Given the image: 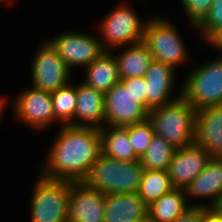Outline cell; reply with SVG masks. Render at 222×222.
I'll use <instances>...</instances> for the list:
<instances>
[{
    "instance_id": "6da1fadb",
    "label": "cell",
    "mask_w": 222,
    "mask_h": 222,
    "mask_svg": "<svg viewBox=\"0 0 222 222\" xmlns=\"http://www.w3.org/2000/svg\"><path fill=\"white\" fill-rule=\"evenodd\" d=\"M40 174L49 179L83 181L101 154L98 128L61 125Z\"/></svg>"
},
{
    "instance_id": "7a4b0ae2",
    "label": "cell",
    "mask_w": 222,
    "mask_h": 222,
    "mask_svg": "<svg viewBox=\"0 0 222 222\" xmlns=\"http://www.w3.org/2000/svg\"><path fill=\"white\" fill-rule=\"evenodd\" d=\"M196 114L194 107L181 96L174 102L151 109L147 119L156 136L181 148L195 142Z\"/></svg>"
},
{
    "instance_id": "3957f363",
    "label": "cell",
    "mask_w": 222,
    "mask_h": 222,
    "mask_svg": "<svg viewBox=\"0 0 222 222\" xmlns=\"http://www.w3.org/2000/svg\"><path fill=\"white\" fill-rule=\"evenodd\" d=\"M142 173L140 160L121 161L100 154L83 182L104 195L137 193Z\"/></svg>"
},
{
    "instance_id": "277c9868",
    "label": "cell",
    "mask_w": 222,
    "mask_h": 222,
    "mask_svg": "<svg viewBox=\"0 0 222 222\" xmlns=\"http://www.w3.org/2000/svg\"><path fill=\"white\" fill-rule=\"evenodd\" d=\"M35 180L31 196L30 222H67L70 181L43 177Z\"/></svg>"
},
{
    "instance_id": "5b68a950",
    "label": "cell",
    "mask_w": 222,
    "mask_h": 222,
    "mask_svg": "<svg viewBox=\"0 0 222 222\" xmlns=\"http://www.w3.org/2000/svg\"><path fill=\"white\" fill-rule=\"evenodd\" d=\"M203 63L190 70L182 86V96L196 111L222 105V57Z\"/></svg>"
},
{
    "instance_id": "8992f818",
    "label": "cell",
    "mask_w": 222,
    "mask_h": 222,
    "mask_svg": "<svg viewBox=\"0 0 222 222\" xmlns=\"http://www.w3.org/2000/svg\"><path fill=\"white\" fill-rule=\"evenodd\" d=\"M182 38L175 24L165 18L156 17L148 19L143 42L153 60L177 69V66L189 61L190 56Z\"/></svg>"
},
{
    "instance_id": "52a82bcc",
    "label": "cell",
    "mask_w": 222,
    "mask_h": 222,
    "mask_svg": "<svg viewBox=\"0 0 222 222\" xmlns=\"http://www.w3.org/2000/svg\"><path fill=\"white\" fill-rule=\"evenodd\" d=\"M129 5L118 4L99 23L98 32L102 35L100 40L106 51L143 42L147 21L142 22L141 17Z\"/></svg>"
},
{
    "instance_id": "ba28073f",
    "label": "cell",
    "mask_w": 222,
    "mask_h": 222,
    "mask_svg": "<svg viewBox=\"0 0 222 222\" xmlns=\"http://www.w3.org/2000/svg\"><path fill=\"white\" fill-rule=\"evenodd\" d=\"M35 54L30 73L33 88L54 92L70 83L72 70L48 41L40 44Z\"/></svg>"
},
{
    "instance_id": "9c48e42d",
    "label": "cell",
    "mask_w": 222,
    "mask_h": 222,
    "mask_svg": "<svg viewBox=\"0 0 222 222\" xmlns=\"http://www.w3.org/2000/svg\"><path fill=\"white\" fill-rule=\"evenodd\" d=\"M47 41L70 70L73 67L86 68L106 51L98 37L77 31L63 32Z\"/></svg>"
},
{
    "instance_id": "30bf717a",
    "label": "cell",
    "mask_w": 222,
    "mask_h": 222,
    "mask_svg": "<svg viewBox=\"0 0 222 222\" xmlns=\"http://www.w3.org/2000/svg\"><path fill=\"white\" fill-rule=\"evenodd\" d=\"M105 125L128 126L147 120L149 110L119 81L104 95Z\"/></svg>"
},
{
    "instance_id": "8fae6325",
    "label": "cell",
    "mask_w": 222,
    "mask_h": 222,
    "mask_svg": "<svg viewBox=\"0 0 222 222\" xmlns=\"http://www.w3.org/2000/svg\"><path fill=\"white\" fill-rule=\"evenodd\" d=\"M29 89L23 90L15 97L13 116L35 131L57 123L54 119L51 92L33 87Z\"/></svg>"
},
{
    "instance_id": "7c38bea8",
    "label": "cell",
    "mask_w": 222,
    "mask_h": 222,
    "mask_svg": "<svg viewBox=\"0 0 222 222\" xmlns=\"http://www.w3.org/2000/svg\"><path fill=\"white\" fill-rule=\"evenodd\" d=\"M212 155L197 143L176 148L168 166V174L175 188H185L206 167Z\"/></svg>"
},
{
    "instance_id": "4fadbf2b",
    "label": "cell",
    "mask_w": 222,
    "mask_h": 222,
    "mask_svg": "<svg viewBox=\"0 0 222 222\" xmlns=\"http://www.w3.org/2000/svg\"><path fill=\"white\" fill-rule=\"evenodd\" d=\"M104 194L83 181L70 182L68 222H104Z\"/></svg>"
},
{
    "instance_id": "5bb4252c",
    "label": "cell",
    "mask_w": 222,
    "mask_h": 222,
    "mask_svg": "<svg viewBox=\"0 0 222 222\" xmlns=\"http://www.w3.org/2000/svg\"><path fill=\"white\" fill-rule=\"evenodd\" d=\"M176 69L163 62L153 60L149 69L144 75L147 85V109L150 111L153 108L163 106L174 102L182 96V88L176 98L170 96L174 86V78Z\"/></svg>"
},
{
    "instance_id": "9a60e30c",
    "label": "cell",
    "mask_w": 222,
    "mask_h": 222,
    "mask_svg": "<svg viewBox=\"0 0 222 222\" xmlns=\"http://www.w3.org/2000/svg\"><path fill=\"white\" fill-rule=\"evenodd\" d=\"M184 189L187 199H211L207 204L197 202L193 206L214 207L222 197V157L212 156L205 169Z\"/></svg>"
},
{
    "instance_id": "2e32d148",
    "label": "cell",
    "mask_w": 222,
    "mask_h": 222,
    "mask_svg": "<svg viewBox=\"0 0 222 222\" xmlns=\"http://www.w3.org/2000/svg\"><path fill=\"white\" fill-rule=\"evenodd\" d=\"M104 222L148 221V205L137 193L104 195Z\"/></svg>"
},
{
    "instance_id": "e0dca14e",
    "label": "cell",
    "mask_w": 222,
    "mask_h": 222,
    "mask_svg": "<svg viewBox=\"0 0 222 222\" xmlns=\"http://www.w3.org/2000/svg\"><path fill=\"white\" fill-rule=\"evenodd\" d=\"M195 143L212 156L222 157V105L197 111Z\"/></svg>"
},
{
    "instance_id": "ac0fdd59",
    "label": "cell",
    "mask_w": 222,
    "mask_h": 222,
    "mask_svg": "<svg viewBox=\"0 0 222 222\" xmlns=\"http://www.w3.org/2000/svg\"><path fill=\"white\" fill-rule=\"evenodd\" d=\"M76 90L75 126L101 129L105 125L104 94L84 82L76 85Z\"/></svg>"
},
{
    "instance_id": "d6986e66",
    "label": "cell",
    "mask_w": 222,
    "mask_h": 222,
    "mask_svg": "<svg viewBox=\"0 0 222 222\" xmlns=\"http://www.w3.org/2000/svg\"><path fill=\"white\" fill-rule=\"evenodd\" d=\"M112 50L105 51L85 69V84L104 95L120 81L118 65Z\"/></svg>"
},
{
    "instance_id": "ffe728a7",
    "label": "cell",
    "mask_w": 222,
    "mask_h": 222,
    "mask_svg": "<svg viewBox=\"0 0 222 222\" xmlns=\"http://www.w3.org/2000/svg\"><path fill=\"white\" fill-rule=\"evenodd\" d=\"M115 58L120 80L144 77L153 61L152 54L144 42L126 46Z\"/></svg>"
},
{
    "instance_id": "44dd1931",
    "label": "cell",
    "mask_w": 222,
    "mask_h": 222,
    "mask_svg": "<svg viewBox=\"0 0 222 222\" xmlns=\"http://www.w3.org/2000/svg\"><path fill=\"white\" fill-rule=\"evenodd\" d=\"M185 189L174 188L148 206V222H173L189 209Z\"/></svg>"
},
{
    "instance_id": "7402d4cb",
    "label": "cell",
    "mask_w": 222,
    "mask_h": 222,
    "mask_svg": "<svg viewBox=\"0 0 222 222\" xmlns=\"http://www.w3.org/2000/svg\"><path fill=\"white\" fill-rule=\"evenodd\" d=\"M99 132L101 154L121 161L140 160L131 146L125 127L104 125Z\"/></svg>"
},
{
    "instance_id": "603a6c76",
    "label": "cell",
    "mask_w": 222,
    "mask_h": 222,
    "mask_svg": "<svg viewBox=\"0 0 222 222\" xmlns=\"http://www.w3.org/2000/svg\"><path fill=\"white\" fill-rule=\"evenodd\" d=\"M174 188L168 171L143 170L137 194L149 206Z\"/></svg>"
},
{
    "instance_id": "cb8c5ba5",
    "label": "cell",
    "mask_w": 222,
    "mask_h": 222,
    "mask_svg": "<svg viewBox=\"0 0 222 222\" xmlns=\"http://www.w3.org/2000/svg\"><path fill=\"white\" fill-rule=\"evenodd\" d=\"M54 119L61 125L75 126L77 104L76 86L70 82L66 86L51 92Z\"/></svg>"
},
{
    "instance_id": "d4e9b609",
    "label": "cell",
    "mask_w": 222,
    "mask_h": 222,
    "mask_svg": "<svg viewBox=\"0 0 222 222\" xmlns=\"http://www.w3.org/2000/svg\"><path fill=\"white\" fill-rule=\"evenodd\" d=\"M175 150L176 148L172 144L155 135L146 153L140 159L143 170L167 171Z\"/></svg>"
},
{
    "instance_id": "484cf974",
    "label": "cell",
    "mask_w": 222,
    "mask_h": 222,
    "mask_svg": "<svg viewBox=\"0 0 222 222\" xmlns=\"http://www.w3.org/2000/svg\"><path fill=\"white\" fill-rule=\"evenodd\" d=\"M124 127L128 131L129 140L136 156L141 159L155 136L152 124L147 119Z\"/></svg>"
},
{
    "instance_id": "4316f807",
    "label": "cell",
    "mask_w": 222,
    "mask_h": 222,
    "mask_svg": "<svg viewBox=\"0 0 222 222\" xmlns=\"http://www.w3.org/2000/svg\"><path fill=\"white\" fill-rule=\"evenodd\" d=\"M222 30V0H213L209 14L196 27L203 39L208 43L219 31Z\"/></svg>"
},
{
    "instance_id": "83f0119b",
    "label": "cell",
    "mask_w": 222,
    "mask_h": 222,
    "mask_svg": "<svg viewBox=\"0 0 222 222\" xmlns=\"http://www.w3.org/2000/svg\"><path fill=\"white\" fill-rule=\"evenodd\" d=\"M184 8L185 15L191 24V28L196 30V27L209 14L213 0H180Z\"/></svg>"
},
{
    "instance_id": "f1b7e54d",
    "label": "cell",
    "mask_w": 222,
    "mask_h": 222,
    "mask_svg": "<svg viewBox=\"0 0 222 222\" xmlns=\"http://www.w3.org/2000/svg\"><path fill=\"white\" fill-rule=\"evenodd\" d=\"M126 88H130L136 100L147 108L146 82L144 77L127 78L120 80Z\"/></svg>"
},
{
    "instance_id": "f546056e",
    "label": "cell",
    "mask_w": 222,
    "mask_h": 222,
    "mask_svg": "<svg viewBox=\"0 0 222 222\" xmlns=\"http://www.w3.org/2000/svg\"><path fill=\"white\" fill-rule=\"evenodd\" d=\"M202 206H191L173 222H201Z\"/></svg>"
},
{
    "instance_id": "4dcf8cb0",
    "label": "cell",
    "mask_w": 222,
    "mask_h": 222,
    "mask_svg": "<svg viewBox=\"0 0 222 222\" xmlns=\"http://www.w3.org/2000/svg\"><path fill=\"white\" fill-rule=\"evenodd\" d=\"M201 222H222V215L215 207H202Z\"/></svg>"
},
{
    "instance_id": "1f68e13d",
    "label": "cell",
    "mask_w": 222,
    "mask_h": 222,
    "mask_svg": "<svg viewBox=\"0 0 222 222\" xmlns=\"http://www.w3.org/2000/svg\"><path fill=\"white\" fill-rule=\"evenodd\" d=\"M207 44L213 46L215 49H222V30L219 31ZM222 52V50L220 51ZM222 57V55L220 56Z\"/></svg>"
},
{
    "instance_id": "d6a6232c",
    "label": "cell",
    "mask_w": 222,
    "mask_h": 222,
    "mask_svg": "<svg viewBox=\"0 0 222 222\" xmlns=\"http://www.w3.org/2000/svg\"><path fill=\"white\" fill-rule=\"evenodd\" d=\"M5 101H6V98L5 97L3 98L0 96V117L2 115L4 108H5L4 106L6 105Z\"/></svg>"
},
{
    "instance_id": "836d02e7",
    "label": "cell",
    "mask_w": 222,
    "mask_h": 222,
    "mask_svg": "<svg viewBox=\"0 0 222 222\" xmlns=\"http://www.w3.org/2000/svg\"><path fill=\"white\" fill-rule=\"evenodd\" d=\"M222 215V197L218 200L217 204L214 206Z\"/></svg>"
},
{
    "instance_id": "e575fe53",
    "label": "cell",
    "mask_w": 222,
    "mask_h": 222,
    "mask_svg": "<svg viewBox=\"0 0 222 222\" xmlns=\"http://www.w3.org/2000/svg\"><path fill=\"white\" fill-rule=\"evenodd\" d=\"M2 1H4V2H8V1H12V0H0V2H2Z\"/></svg>"
}]
</instances>
